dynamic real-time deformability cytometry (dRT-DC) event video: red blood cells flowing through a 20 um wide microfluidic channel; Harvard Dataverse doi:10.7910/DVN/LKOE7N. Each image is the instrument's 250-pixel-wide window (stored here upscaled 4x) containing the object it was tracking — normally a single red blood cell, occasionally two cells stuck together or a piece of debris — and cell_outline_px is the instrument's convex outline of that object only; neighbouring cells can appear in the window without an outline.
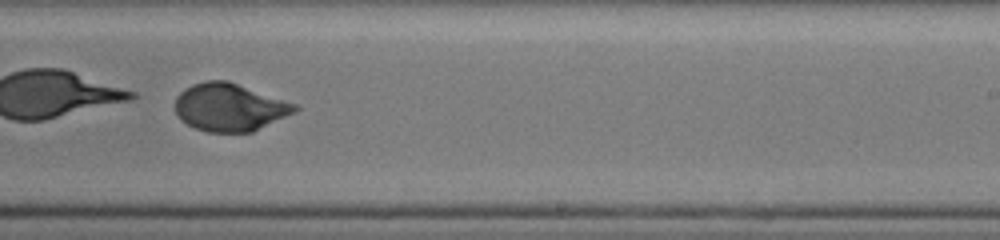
{"species": "human", "species_latin": "Homo sapiens", "temperature_condition": "cold", "stored_images_in_passage": 44, "camera_frame_rate_fps": 3000, "um_per_image_px": 0.085, "donor": {"sex": "male"}, "frame": {"image": 1, "passage_image": 26, "time_ms": 8.333, "image_size_px": [1000, 240], "cell_outline_px": [[300, 108], [296, 112], [252, 132], [208, 132], [196, 128], [180, 120], [176, 112], [176, 96], [184, 88], [192, 84], [208, 80], [228, 80], [296, 104]], "centroid_in_image_um": [19.51, 9.11], "position_along_channel_um": 269.5, "area_um2": 33.29}, "authors_computed_cell_mechanics": {"area_um2": 34.5644, "velocity_mm_per_s": 3.8746, "shape_relaxation_time_tau1_ms": 2.0454, "shape_relaxation_time_tau2_ms": 0.9482, "deformation_change_tau1": 0.3497, "deformation_change_tau2": 0.0423}}